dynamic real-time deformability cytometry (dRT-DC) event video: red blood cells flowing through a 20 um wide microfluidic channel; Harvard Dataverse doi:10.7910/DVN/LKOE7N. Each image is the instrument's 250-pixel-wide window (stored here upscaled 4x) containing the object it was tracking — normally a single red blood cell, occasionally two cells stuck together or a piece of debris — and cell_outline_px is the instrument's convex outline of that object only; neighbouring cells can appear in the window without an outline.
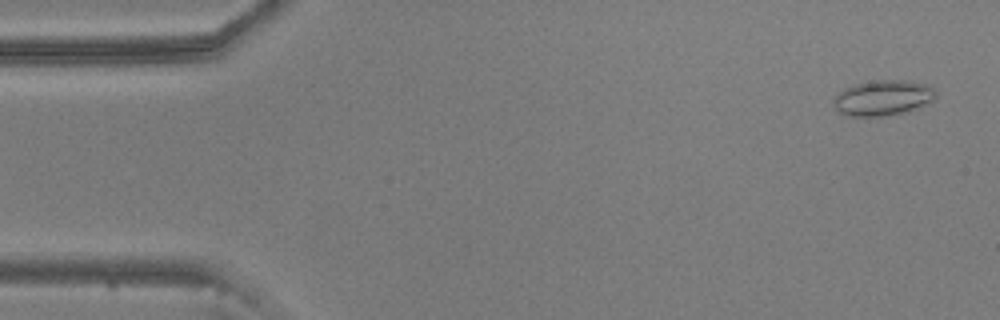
{"species": "common noctule bat (a hibernating species)", "species_latin": "Nyctalus noctula", "temperature_condition": "warm", "stored_images_in_passage": 9, "camera_frame_rate_fps": 3000, "um_per_image_px": 0.085, "animal": {"sex": "male", "body_mass_g": 20.5, "forearm_length_mm": 52.5}, "frame": {"image": 1, "passage_image": 2, "time_ms": 0.333, "image_size_px": [1000, 320], "cell_outline_px": [[936, 96], [932, 100], [920, 108], [908, 112], [888, 116], [844, 116], [836, 108], [832, 100], [844, 88], [856, 84], [880, 80], [912, 80], [928, 84], [936, 92]], "centroid_in_image_um": [75.09, 8.33], "position_along_channel_um": 9.9, "area_um2": 21.33}}